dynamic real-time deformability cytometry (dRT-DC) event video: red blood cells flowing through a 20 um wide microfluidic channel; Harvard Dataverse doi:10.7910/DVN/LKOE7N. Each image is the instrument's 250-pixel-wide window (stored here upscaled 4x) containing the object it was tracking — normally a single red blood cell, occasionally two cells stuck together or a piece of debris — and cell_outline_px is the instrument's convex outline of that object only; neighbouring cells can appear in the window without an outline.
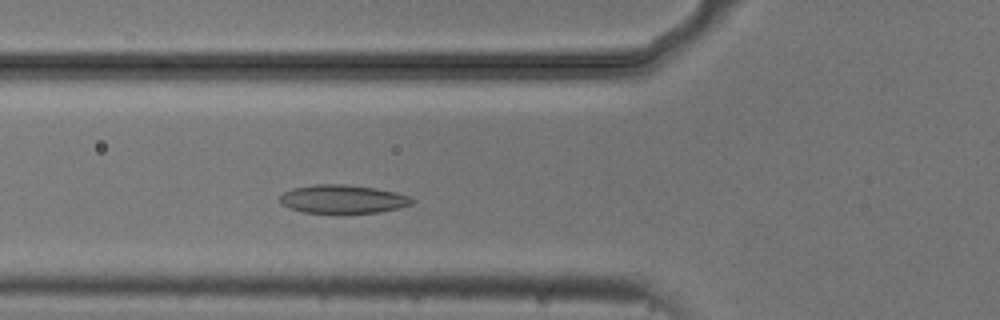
{"species": "common noctule bat (a hibernating species)", "species_latin": "Nyctalus noctula", "temperature_condition": "cold", "stored_images_in_passage": 48, "camera_frame_rate_fps": 3000, "um_per_image_px": 0.085, "animal": {"sex": "male", "body_mass_g": 20.5, "forearm_length_mm": 52.5}, "frame": {"image": 1, "passage_image": 13, "time_ms": 4.0, "image_size_px": [1000, 320], "cell_outline_px": [[416, 200], [412, 204], [400, 208], [376, 212], [304, 212], [292, 208], [284, 204], [280, 200], [280, 196], [284, 192], [292, 188], [316, 184], [344, 184], [376, 188], [396, 192], [412, 196]], "centroid_in_image_um": [29.21, 16.9], "position_along_channel_um": 96.6, "area_um2": 21.68}}
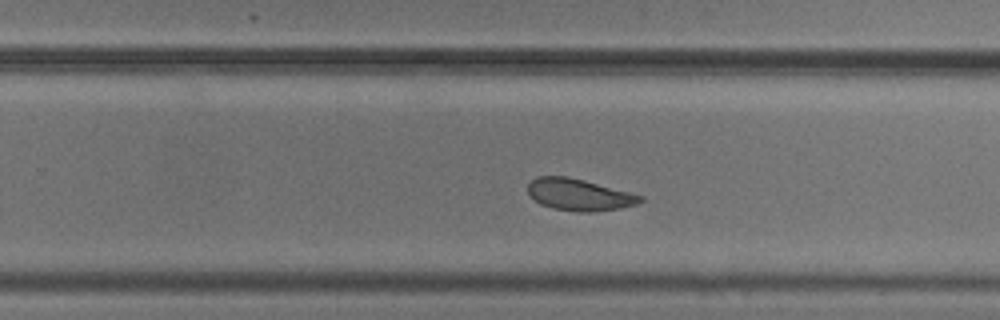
{"frame": {"image": 2, "passage_image": 28, "time_ms": 9.0, "image_size_px": [1000, 320], "cell_outline_px": [[644, 200], [636, 204], [620, 208], [592, 212], [576, 212], [552, 208], [540, 204], [532, 200], [528, 192], [528, 184], [536, 176], [568, 176], [584, 180], [644, 196]], "centroid_in_image_um": [49.19, 16.55], "position_along_channel_um": 280.6, "area_um2": 20.92}}
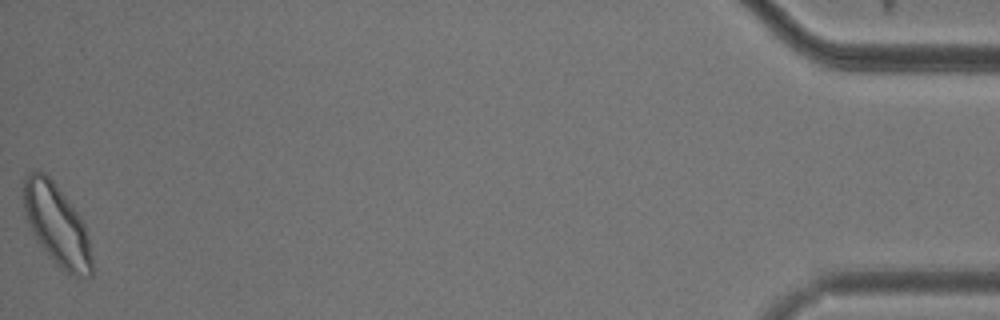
{"frame": {"image": 3, "passage_image": 48, "time_ms": 15.667, "image_size_px": [1000, 320], "cell_outline_px": [[92, 276], [72, 276], [56, 264], [40, 244], [28, 220], [24, 208], [24, 176], [32, 168], [44, 172], [52, 180], [72, 204], [80, 216], [84, 224], [88, 236], [92, 260]], "centroid_in_image_um": [4.84, 19.08], "position_along_channel_um": 430.4, "area_um2": 31.85}, "authors_computed_cell_mechanics": {"area_um2": 22.8021, "velocity_mm_per_s": 3.6771, "shape_relaxation_time_tau1_ms": 7.6311, "shape_relaxation_time_tau2_ms": 5.5977, "deformation_change_tau1": 0.1348, "deformation_change_tau2": 0.1027}}